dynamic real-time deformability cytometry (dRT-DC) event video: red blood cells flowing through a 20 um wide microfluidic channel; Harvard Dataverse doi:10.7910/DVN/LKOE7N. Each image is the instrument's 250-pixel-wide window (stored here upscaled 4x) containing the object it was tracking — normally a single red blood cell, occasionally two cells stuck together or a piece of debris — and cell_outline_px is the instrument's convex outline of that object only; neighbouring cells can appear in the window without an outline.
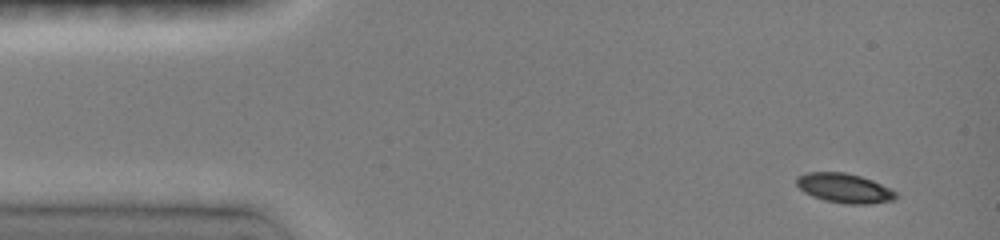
{"species": "common noctule bat (a hibernating species)", "species_latin": "Nyctalus noctula", "temperature_condition": "room temperature", "stored_images_in_passage": 8, "camera_frame_rate_fps": 3000, "um_per_image_px": 0.085, "animal": {"sex": "female", "body_mass_g": 19.0, "forearm_length_mm": 51.5}, "frame": {"image": 1, "passage_image": 1, "time_ms": 0.0, "image_size_px": [1000, 240], "cell_outline_px": [[896, 200], [872, 204], [844, 204], [824, 200], [812, 196], [804, 192], [796, 184], [796, 176], [808, 172], [844, 172], [860, 176], [872, 180], [896, 192]], "centroid_in_image_um": [71.75, 16.0], "position_along_channel_um": 13.2, "area_um2": 17.11}}
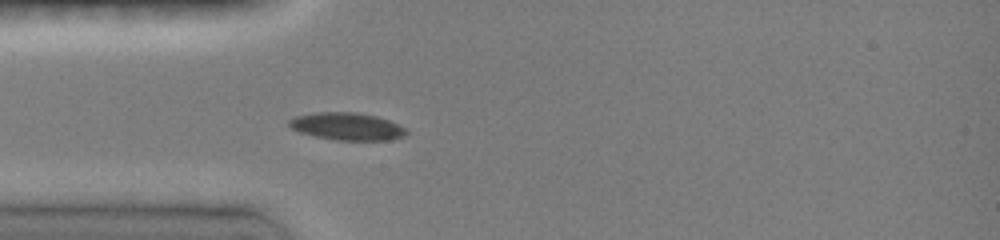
{"frame": {"image": 2, "passage_image": 5, "time_ms": 3.333, "image_size_px": [1000, 240], "cell_outline_px": [[408, 132], [404, 136], [392, 140], [336, 140], [316, 136], [300, 132], [292, 128], [288, 124], [288, 120], [296, 116], [316, 112], [356, 112], [376, 116], [388, 120], [404, 128]], "centroid_in_image_um": [29.49, 10.74], "position_along_channel_um": 55.5, "area_um2": 18.61}}